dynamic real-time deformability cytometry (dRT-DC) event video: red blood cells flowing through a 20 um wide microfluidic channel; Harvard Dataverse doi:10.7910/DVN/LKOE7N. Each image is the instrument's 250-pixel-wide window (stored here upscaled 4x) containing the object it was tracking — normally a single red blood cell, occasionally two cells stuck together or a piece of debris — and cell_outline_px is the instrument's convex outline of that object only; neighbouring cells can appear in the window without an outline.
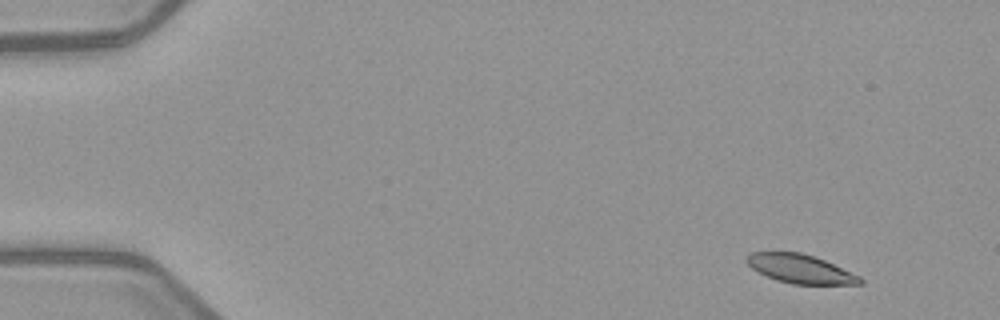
{"species": "common noctule bat (a hibernating species)", "species_latin": "Nyctalus noctula", "temperature_condition": "warm", "stored_images_in_passage": 4, "camera_frame_rate_fps": 3000, "um_per_image_px": 0.085, "animal": {"sex": "female", "body_mass_g": 21.9}, "frame": {"image": 1, "passage_image": 1, "time_ms": 0.0, "image_size_px": [1000, 320], "cell_outline_px": [[864, 284], [792, 284], [776, 280], [752, 268], [748, 264], [748, 256], [752, 252], [800, 252], [824, 260], [860, 276], [864, 280]], "centroid_in_image_um": [68.07, 22.86], "position_along_channel_um": 16.9, "area_um2": 18.67}}